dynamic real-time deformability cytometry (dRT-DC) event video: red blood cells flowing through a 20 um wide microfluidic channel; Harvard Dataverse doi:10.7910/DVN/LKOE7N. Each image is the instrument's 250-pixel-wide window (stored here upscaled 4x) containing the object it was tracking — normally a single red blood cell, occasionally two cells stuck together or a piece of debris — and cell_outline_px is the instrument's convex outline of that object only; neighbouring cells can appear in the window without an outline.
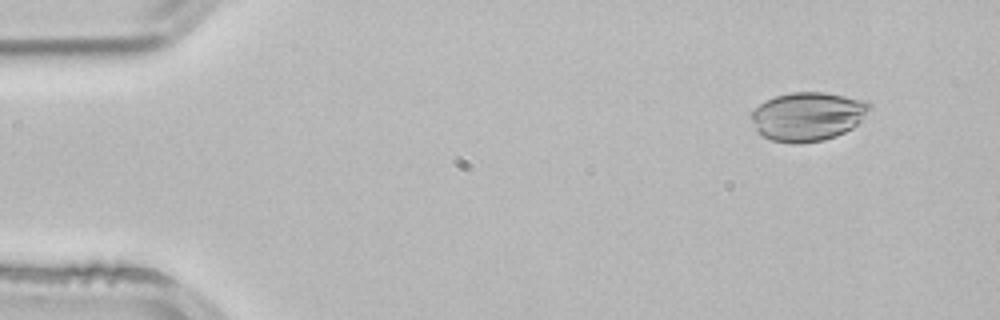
{"species": "common noctule bat (a hibernating species)", "species_latin": "Nyctalus noctula", "temperature_condition": "room temperature", "stored_images_in_passage": 16, "camera_frame_rate_fps": 3000, "um_per_image_px": 0.085, "animal": {"sex": "male", "body_mass_g": 21.5, "forearm_length_mm": 52.0}, "frame": {"image": 1, "passage_image": 5, "time_ms": 1.333, "image_size_px": [1000, 320], "cell_outline_px": [[872, 108], [852, 128], [836, 136], [824, 140], [800, 144], [792, 144], [772, 140], [760, 136], [756, 132], [752, 120], [752, 112], [760, 104], [776, 96], [792, 92], [824, 92], [868, 100], [872, 104]], "centroid_in_image_um": [68.67, 9.9], "position_along_channel_um": 16.3, "area_um2": 33.81}}